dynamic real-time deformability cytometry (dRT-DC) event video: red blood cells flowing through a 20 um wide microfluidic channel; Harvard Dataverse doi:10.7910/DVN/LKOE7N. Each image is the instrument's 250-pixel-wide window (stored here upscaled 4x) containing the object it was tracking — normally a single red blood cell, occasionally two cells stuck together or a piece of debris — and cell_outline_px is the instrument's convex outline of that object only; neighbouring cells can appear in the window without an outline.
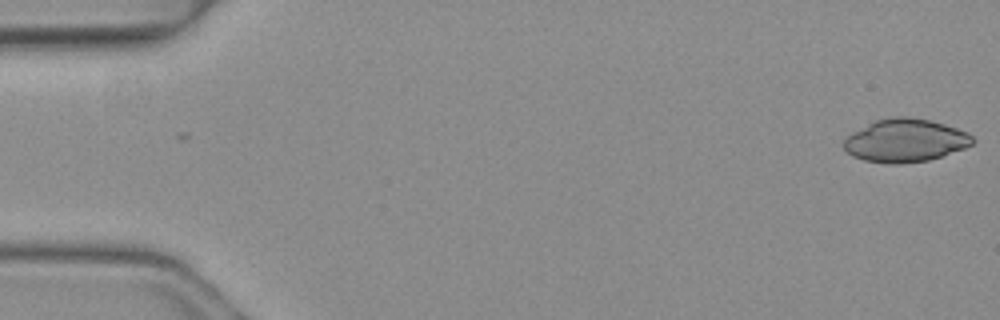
{"species": "common noctule bat (a hibernating species)", "species_latin": "Nyctalus noctula", "temperature_condition": "warm", "stored_images_in_passage": 4, "camera_frame_rate_fps": 3000, "um_per_image_px": 0.085, "animal": {"sex": "female", "body_mass_g": 19.3, "forearm_length_mm": 54.1}, "frame": {"image": 1, "passage_image": 1, "time_ms": 0.0, "image_size_px": [1000, 320], "cell_outline_px": [[976, 140], [972, 144], [964, 148], [928, 160], [900, 164], [888, 164], [864, 160], [852, 156], [844, 148], [844, 140], [852, 132], [876, 120], [892, 116], [908, 116], [928, 120], [944, 124], [968, 132]], "centroid_in_image_um": [76.94, 11.94], "position_along_channel_um": 8.1, "area_um2": 32.19}}